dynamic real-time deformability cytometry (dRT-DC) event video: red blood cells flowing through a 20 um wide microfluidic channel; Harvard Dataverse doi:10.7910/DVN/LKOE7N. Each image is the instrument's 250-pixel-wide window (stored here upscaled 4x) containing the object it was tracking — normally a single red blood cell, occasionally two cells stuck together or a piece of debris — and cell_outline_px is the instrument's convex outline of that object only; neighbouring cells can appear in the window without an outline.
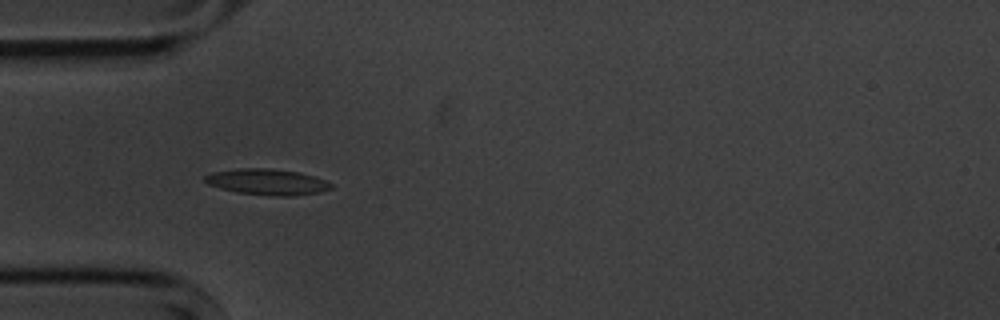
{"species": "common noctule bat (a hibernating species)", "species_latin": "Nyctalus noctula", "temperature_condition": "cold", "stored_images_in_passage": 6, "camera_frame_rate_fps": 3000, "um_per_image_px": 0.085, "animal": {"sex": "male", "body_mass_g": 20.1, "forearm_length_mm": 53.5}, "frame": {"image": 1, "passage_image": 5, "time_ms": 4.667, "image_size_px": [1000, 320], "cell_outline_px": [[332, 188], [320, 192], [292, 196], [272, 196], [236, 192], [220, 188], [208, 184], [204, 180], [204, 176], [212, 172], [236, 168], [268, 168], [296, 172], [312, 176], [324, 180], [332, 184]], "centroid_in_image_um": [22.67, 15.46], "position_along_channel_um": 62.3, "area_um2": 19.02}}
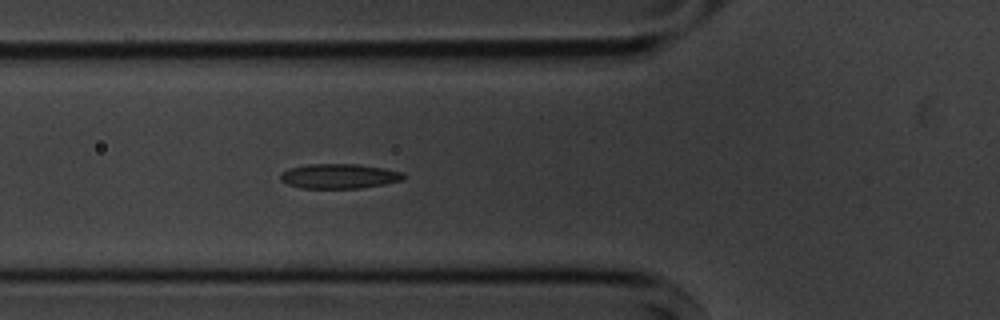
{"frame": {"image": 2, "passage_image": 6, "time_ms": 5.667, "image_size_px": [1000, 320], "cell_outline_px": [[404, 180], [384, 184], [360, 188], [300, 188], [288, 184], [280, 180], [280, 176], [288, 168], [308, 164], [360, 164], [384, 168], [404, 172]], "centroid_in_image_um": [28.85, 14.97], "position_along_channel_um": 96.9, "area_um2": 17.8}}